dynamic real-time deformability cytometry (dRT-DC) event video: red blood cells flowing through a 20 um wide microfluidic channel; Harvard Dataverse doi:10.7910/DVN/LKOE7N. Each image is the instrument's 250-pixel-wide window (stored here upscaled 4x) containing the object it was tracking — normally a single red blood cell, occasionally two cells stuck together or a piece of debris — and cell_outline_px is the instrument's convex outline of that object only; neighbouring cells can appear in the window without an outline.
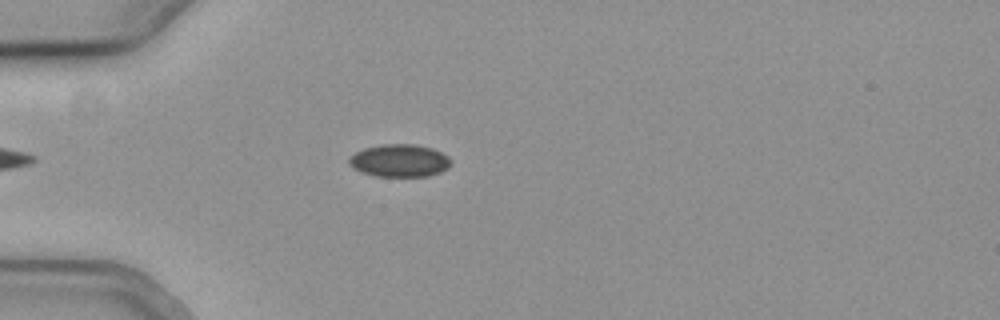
{"species": "common noctule bat (a hibernating species)", "species_latin": "Nyctalus noctula", "temperature_condition": "cold", "stored_images_in_passage": 47, "camera_frame_rate_fps": 3000, "um_per_image_px": 0.085, "animal": {"sex": "female", "body_mass_g": 19.3, "forearm_length_mm": 54.1}, "frame": {"image": 1, "passage_image": 8, "time_ms": 2.333, "image_size_px": [1000, 320], "cell_outline_px": [[452, 160], [448, 168], [440, 172], [428, 176], [376, 176], [352, 168], [348, 164], [348, 160], [356, 152], [364, 148], [384, 144], [412, 144], [432, 148], [448, 156]], "centroid_in_image_um": [33.97, 13.65], "position_along_channel_um": 51.0, "area_um2": 19.25}}
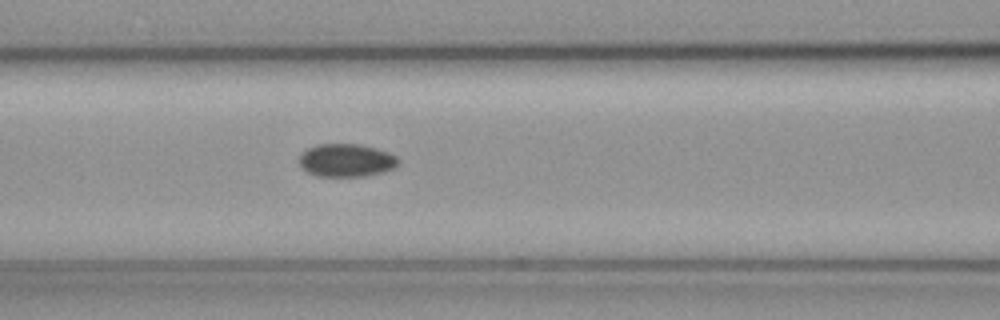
{"frame": {"image": 2, "passage_image": 16, "time_ms": 5.0, "image_size_px": [1000, 320], "cell_outline_px": [[400, 160], [392, 168], [384, 172], [364, 176], [316, 176], [308, 172], [300, 164], [300, 156], [308, 148], [316, 144], [360, 144], [376, 148], [388, 152], [396, 156]], "centroid_in_image_um": [29.45, 13.62], "position_along_channel_um": 137.2, "area_um2": 18.9}}
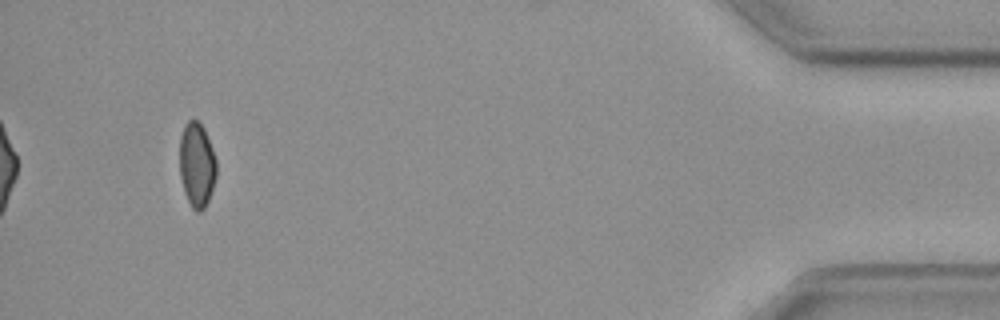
{"frame": {"image": 3, "passage_image": 44, "time_ms": 14.333, "image_size_px": [1000, 320], "cell_outline_px": [[216, 176], [208, 200], [204, 208], [200, 212], [196, 212], [192, 208], [184, 192], [180, 176], [180, 136], [184, 124], [188, 120], [200, 120], [204, 128], [212, 148], [216, 160]], "centroid_in_image_um": [16.72, 13.98], "position_along_channel_um": 418.5, "area_um2": 18.21}, "authors_computed_cell_mechanics": {"area_um2": 19.1896, "velocity_mm_per_s": 3.7977, "shape_relaxation_time_tau1_ms": 6.4471, "shape_relaxation_time_tau2_ms": null, "deformation_change_tau1": 0.0601, "deformation_change_tau2": null}}